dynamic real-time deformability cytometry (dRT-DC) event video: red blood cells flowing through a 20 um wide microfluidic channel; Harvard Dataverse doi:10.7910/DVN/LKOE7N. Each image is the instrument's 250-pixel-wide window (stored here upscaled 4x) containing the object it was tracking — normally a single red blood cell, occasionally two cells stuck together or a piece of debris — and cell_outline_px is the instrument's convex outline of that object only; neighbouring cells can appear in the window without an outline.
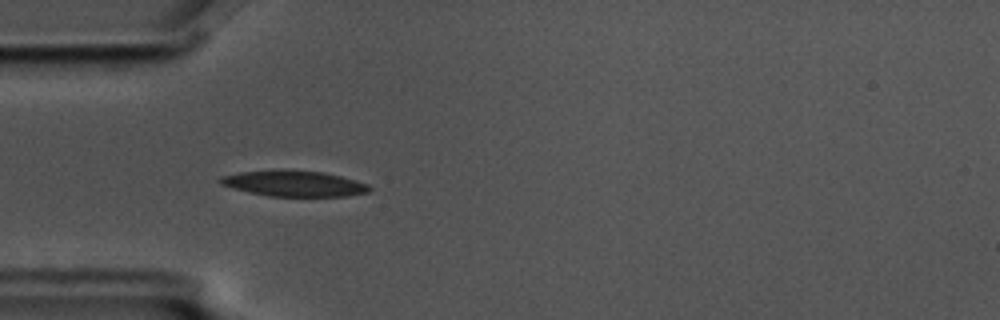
{"species": "common noctule bat (a hibernating species)", "species_latin": "Nyctalus noctula", "temperature_condition": "cold", "stored_images_in_passage": 5, "camera_frame_rate_fps": 3000, "um_per_image_px": 0.085, "animal": {"sex": "male", "body_mass_g": 17.5, "forearm_length_mm": 52.3}, "frame": {"image": 1, "passage_image": 4, "time_ms": 1.0, "image_size_px": [1000, 320], "cell_outline_px": [[372, 188], [368, 192], [348, 196], [268, 196], [248, 192], [232, 188], [220, 184], [216, 180], [220, 176], [240, 172], [324, 172], [356, 180], [368, 184]], "centroid_in_image_um": [25.0, 15.64], "position_along_channel_um": 60.0, "area_um2": 21.68}}